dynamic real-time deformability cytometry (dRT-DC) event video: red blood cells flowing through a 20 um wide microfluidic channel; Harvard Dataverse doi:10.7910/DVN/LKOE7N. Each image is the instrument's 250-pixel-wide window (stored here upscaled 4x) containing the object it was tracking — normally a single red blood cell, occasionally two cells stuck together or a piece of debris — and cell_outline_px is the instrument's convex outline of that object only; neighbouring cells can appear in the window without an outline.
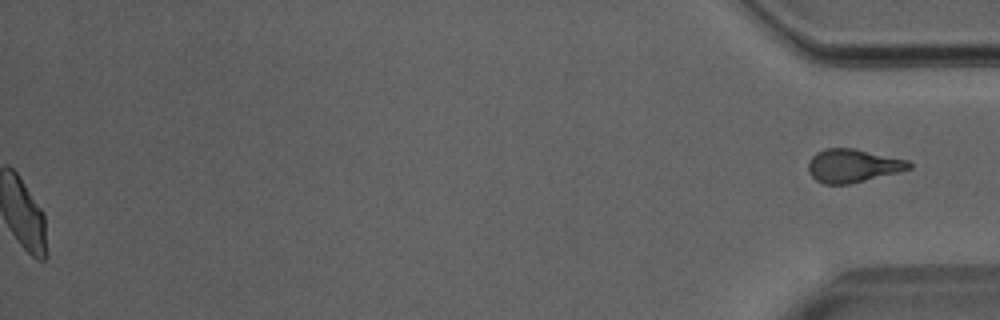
{"species": "Egyptian fruit bat (a non-hibernating species)", "species_latin": "Rousettus aegyptiacus", "temperature_condition": "room temperature", "stored_images_in_passage": 49, "segment_of_instrument_passage": [2, 2], "camera_frame_rate_fps": 3000, "um_per_image_px": 0.085, "animal": {"sex": "male"}, "frame": {"image": 1, "passage_image": 49, "time_ms": 16.0, "image_size_px": [1000, 320], "cell_outline_px": [[912, 168], [900, 172], [848, 184], [824, 184], [816, 180], [808, 172], [808, 164], [812, 156], [816, 152], [824, 148], [852, 148], [908, 160], [912, 164]], "centroid_in_image_um": [72.49, 14.08], "position_along_channel_um": 362.7, "area_um2": 19.54}}